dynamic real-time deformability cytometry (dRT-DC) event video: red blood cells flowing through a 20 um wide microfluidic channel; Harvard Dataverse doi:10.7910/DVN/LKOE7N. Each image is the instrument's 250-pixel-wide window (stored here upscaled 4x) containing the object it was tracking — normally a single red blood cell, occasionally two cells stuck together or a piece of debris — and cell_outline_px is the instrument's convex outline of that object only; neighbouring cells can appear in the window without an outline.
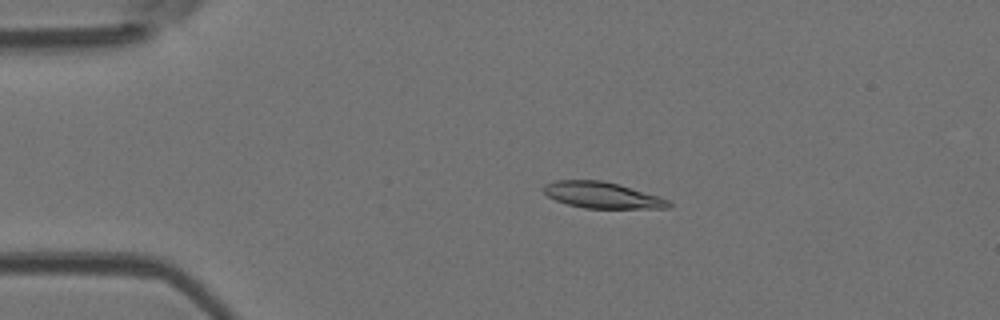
{"species": "Egyptian fruit bat (a non-hibernating species)", "species_latin": "Rousettus aegyptiacus", "temperature_condition": "room temperature", "stored_images_in_passage": 52, "camera_frame_rate_fps": 3000, "um_per_image_px": 0.085, "animal": {"sex": "female"}, "frame": {"image": 1, "passage_image": 11, "time_ms": 3.333, "image_size_px": [1000, 320], "cell_outline_px": [[672, 204], [668, 208], [584, 208], [568, 204], [556, 200], [548, 196], [544, 192], [544, 184], [556, 180], [604, 180], [620, 184], [668, 200]], "centroid_in_image_um": [51.16, 16.58], "position_along_channel_um": 33.8, "area_um2": 18.9}}
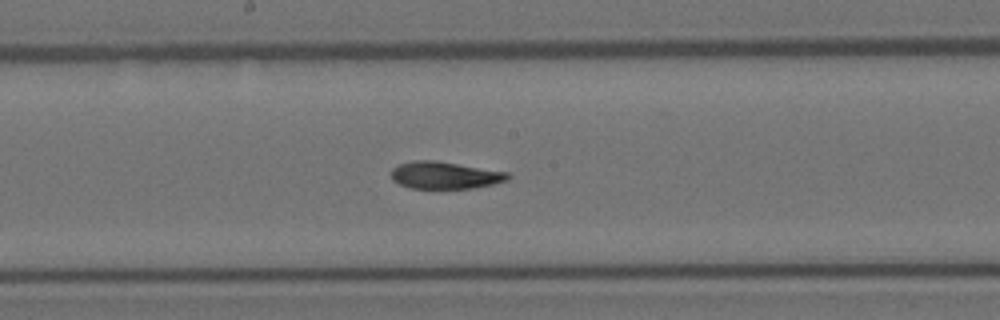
{"frame": {"image": 2, "passage_image": 28, "time_ms": 9.0, "image_size_px": [1000, 320], "cell_outline_px": [[508, 180], [492, 184], [472, 188], [412, 188], [400, 184], [392, 180], [392, 168], [396, 164], [416, 160], [436, 160], [508, 172]], "centroid_in_image_um": [37.78, 14.88], "position_along_channel_um": 210.4, "area_um2": 18.38}}
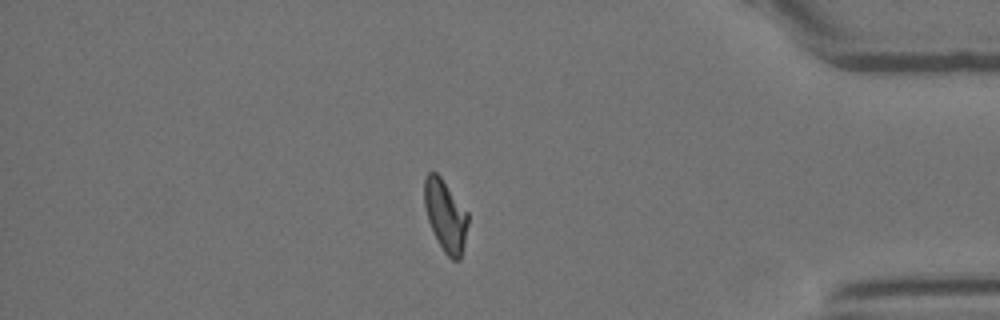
{"frame": {"image": 3, "passage_image": 45, "time_ms": 14.667, "image_size_px": [1000, 320], "cell_outline_px": [[468, 224], [460, 260], [452, 260], [444, 252], [428, 220], [424, 204], [424, 176], [428, 172], [436, 172], [440, 176], [468, 212]], "centroid_in_image_um": [37.86, 18.3], "position_along_channel_um": 397.3, "area_um2": 17.98}, "authors_computed_cell_mechanics": {"area_um2": 18.9295, "velocity_mm_per_s": 3.875, "shape_relaxation_time_tau1_ms": 4.98, "shape_relaxation_time_tau2_ms": 5.092, "deformation_change_tau1": 0.171, "deformation_change_tau2": 0.0988}}